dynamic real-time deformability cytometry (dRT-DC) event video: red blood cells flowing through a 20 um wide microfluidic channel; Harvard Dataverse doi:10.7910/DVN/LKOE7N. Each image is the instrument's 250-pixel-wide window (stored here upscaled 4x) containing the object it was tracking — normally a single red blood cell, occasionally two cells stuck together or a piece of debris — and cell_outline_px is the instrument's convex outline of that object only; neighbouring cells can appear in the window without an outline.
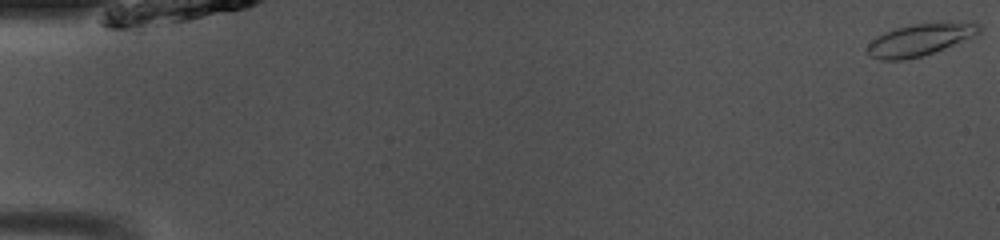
{"species": "common noctule bat (a hibernating species)", "species_latin": "Nyctalus noctula", "temperature_condition": "room temperature", "stored_images_in_passage": 50, "camera_frame_rate_fps": 3000, "um_per_image_px": 0.085, "animal": {"sex": "male", "body_mass_g": 13.0, "forearm_length_mm": 53.1}, "frame": {"image": 1, "passage_image": 1, "time_ms": 0.0, "image_size_px": [1000, 240], "cell_outline_px": [[984, 28], [980, 32], [972, 36], [924, 56], [900, 60], [880, 60], [868, 56], [864, 48], [876, 36], [884, 32], [896, 28], [912, 24], [972, 20], [980, 24]], "centroid_in_image_um": [78.19, 3.35], "position_along_channel_um": 6.8, "area_um2": 21.27}}
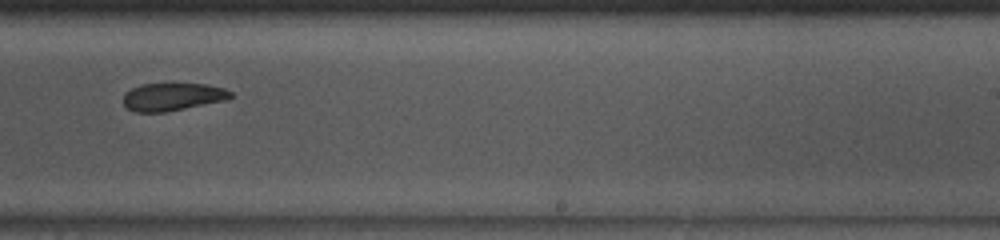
{"frame": {"image": 2, "passage_image": 32, "time_ms": 10.333, "image_size_px": [1000, 240], "cell_outline_px": [[232, 96], [228, 100], [164, 112], [132, 112], [124, 104], [124, 92], [140, 84], [204, 84], [224, 88], [232, 92]], "centroid_in_image_um": [14.66, 8.23], "position_along_channel_um": 274.3, "area_um2": 17.34}}
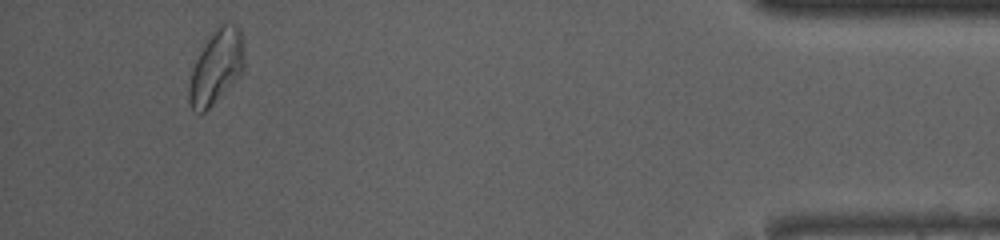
{"frame": {"image": 3, "passage_image": 47, "time_ms": 15.333, "image_size_px": [1000, 240], "cell_outline_px": [[244, 68], [240, 76], [204, 112], [200, 112], [192, 108], [188, 100], [188, 88], [192, 72], [196, 60], [204, 44], [212, 32], [220, 24], [236, 24], [240, 28], [244, 40]], "centroid_in_image_um": [18.42, 5.64], "position_along_channel_um": 416.8, "area_um2": 23.58}, "authors_computed_cell_mechanics": {"area_um2": 19.7387, "velocity_mm_per_s": 4.0809, "shape_relaxation_time_tau1_ms": null, "shape_relaxation_time_tau2_ms": 2.0506, "deformation_change_tau1": null, "deformation_change_tau2": 0.084}}